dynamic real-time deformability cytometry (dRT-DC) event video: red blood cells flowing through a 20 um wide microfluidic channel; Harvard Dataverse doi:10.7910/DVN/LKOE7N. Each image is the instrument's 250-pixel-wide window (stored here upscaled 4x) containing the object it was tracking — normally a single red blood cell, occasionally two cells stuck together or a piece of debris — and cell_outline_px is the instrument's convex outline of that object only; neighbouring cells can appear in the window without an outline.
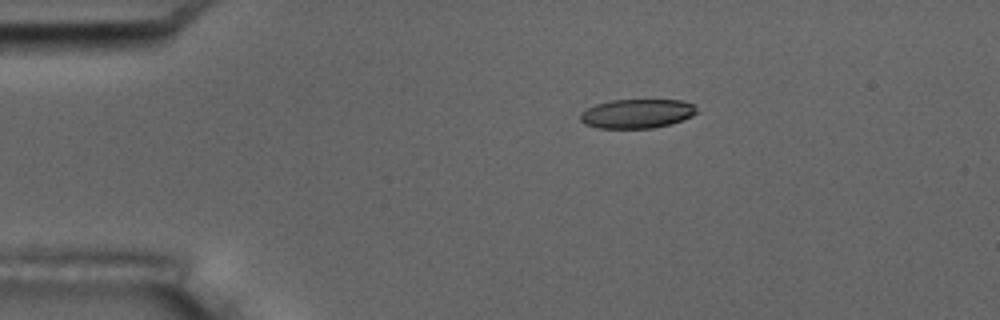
{"species": "common noctule bat (a hibernating species)", "species_latin": "Nyctalus noctula", "temperature_condition": "room temperature", "stored_images_in_passage": 7, "camera_frame_rate_fps": 3000, "um_per_image_px": 0.085, "animal": {"sex": "male", "body_mass_g": 17.5, "forearm_length_mm": 52.3}, "frame": {"image": 1, "passage_image": 1, "time_ms": 0.0, "image_size_px": [1000, 320], "cell_outline_px": [[696, 112], [692, 116], [668, 124], [652, 128], [596, 128], [584, 124], [580, 120], [580, 112], [596, 104], [612, 100], [680, 100], [692, 104], [696, 108]], "centroid_in_image_um": [54.08, 9.66], "position_along_channel_um": 30.9, "area_um2": 19.59}}
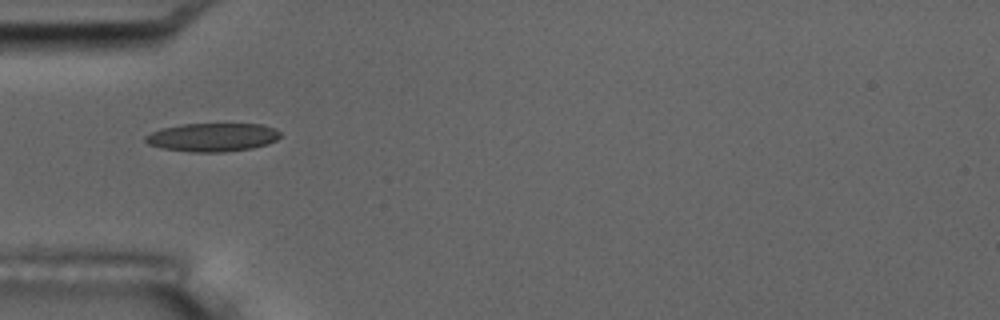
{"frame": {"image": 2, "passage_image": 3, "time_ms": 2.333, "image_size_px": [1000, 320], "cell_outline_px": [[280, 136], [276, 140], [268, 144], [252, 148], [224, 152], [188, 152], [160, 148], [148, 144], [144, 140], [144, 136], [160, 128], [180, 124], [264, 124], [280, 132]], "centroid_in_image_um": [18.02, 11.67], "position_along_channel_um": 67.0, "area_um2": 22.54}}
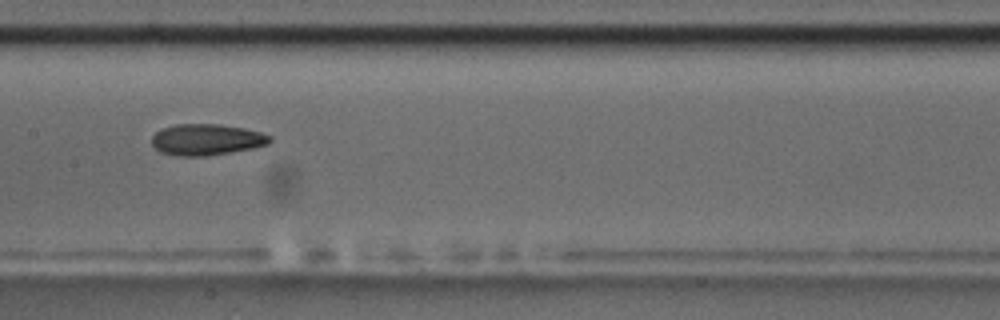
{"frame": {"image": 3, "passage_image": 6, "time_ms": 5.667, "image_size_px": [1000, 320], "cell_outline_px": [[272, 140], [268, 144], [252, 148], [204, 156], [176, 156], [160, 152], [152, 144], [152, 136], [160, 128], [176, 124], [220, 124], [244, 128], [260, 132], [272, 136]], "centroid_in_image_um": [17.53, 11.86], "position_along_channel_um": 189.9, "area_um2": 21.5}}